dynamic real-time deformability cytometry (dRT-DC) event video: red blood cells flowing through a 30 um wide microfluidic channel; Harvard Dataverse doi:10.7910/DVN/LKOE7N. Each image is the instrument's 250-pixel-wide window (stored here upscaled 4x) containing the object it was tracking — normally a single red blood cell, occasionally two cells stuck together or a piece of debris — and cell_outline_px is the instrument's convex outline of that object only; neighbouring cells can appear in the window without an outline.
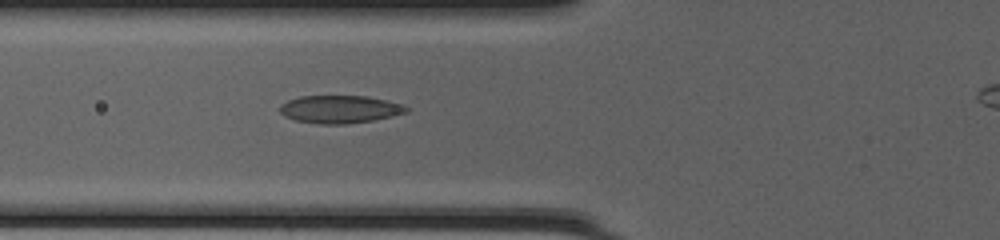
{"species": "common noctule bat (a hibernating species)", "species_latin": "Nyctalus noctula", "temperature_condition": "cold", "stored_images_in_passage": 47, "camera_frame_rate_fps": 3000, "um_per_image_px": 0.085, "animal": {"sex": "female", "body_mass_g": 20.0, "forearm_length_mm": 54.0}, "frame": {"image": 1, "passage_image": 20, "time_ms": 6.333, "image_size_px": [1000, 240], "cell_outline_px": [[412, 108], [408, 112], [392, 116], [372, 120], [348, 124], [320, 124], [296, 120], [284, 116], [280, 112], [280, 104], [288, 100], [300, 96], [368, 96], [404, 104]], "centroid_in_image_um": [28.93, 9.28], "position_along_channel_um": 96.9, "area_um2": 20.63}}
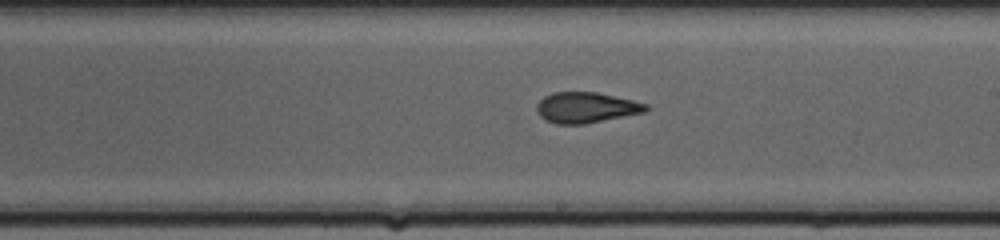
{"frame": {"image": 2, "passage_image": 30, "time_ms": 9.667, "image_size_px": [1000, 240], "cell_outline_px": [[648, 108], [644, 112], [584, 124], [556, 124], [544, 120], [540, 116], [536, 108], [536, 104], [544, 96], [552, 92], [596, 92], [632, 100], [648, 104]], "centroid_in_image_um": [49.77, 9.14], "position_along_channel_um": 239.2, "area_um2": 19.42}}
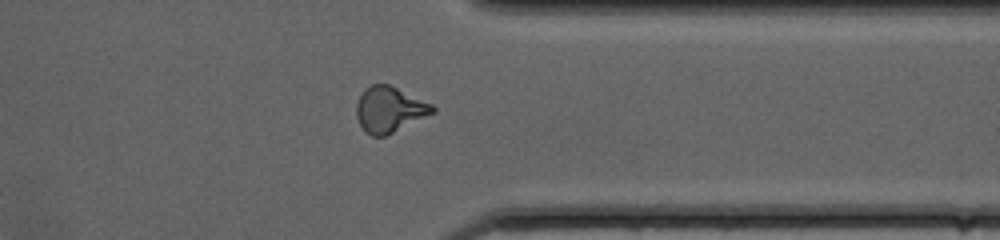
{"frame": {"image": 3, "passage_image": 40, "time_ms": 13.0, "image_size_px": [1000, 240], "cell_outline_px": [[436, 112], [384, 136], [372, 136], [364, 132], [356, 116], [356, 104], [364, 88], [372, 84], [388, 84], [432, 104], [436, 108]], "centroid_in_image_um": [33.08, 9.31], "position_along_channel_um": 378.3, "area_um2": 20.11}}